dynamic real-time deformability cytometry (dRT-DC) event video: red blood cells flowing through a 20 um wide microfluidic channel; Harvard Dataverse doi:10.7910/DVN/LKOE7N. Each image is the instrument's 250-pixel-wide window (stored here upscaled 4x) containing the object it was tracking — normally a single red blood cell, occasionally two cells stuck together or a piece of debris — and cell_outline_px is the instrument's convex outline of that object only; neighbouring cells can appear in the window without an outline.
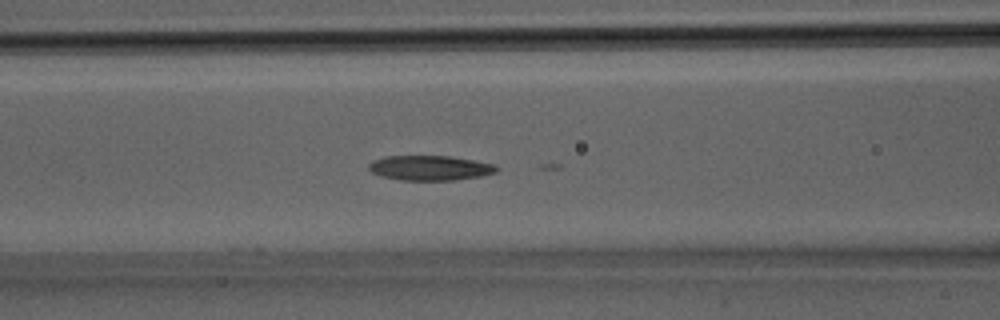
{"species": "Egyptian fruit bat (a non-hibernating species)", "species_latin": "Rousettus aegyptiacus", "temperature_condition": "room temperature", "stored_images_in_passage": 17, "camera_frame_rate_fps": 3000, "um_per_image_px": 0.085, "animal": {"sex": "male"}, "frame": {"image": 1, "passage_image": 9, "time_ms": 2.667, "image_size_px": [1000, 320], "cell_outline_px": [[500, 168], [496, 172], [480, 176], [456, 180], [400, 180], [380, 176], [372, 172], [368, 168], [368, 164], [372, 160], [384, 156], [448, 156], [496, 164]], "centroid_in_image_um": [36.53, 14.27], "position_along_channel_um": 130.1, "area_um2": 18.61}}
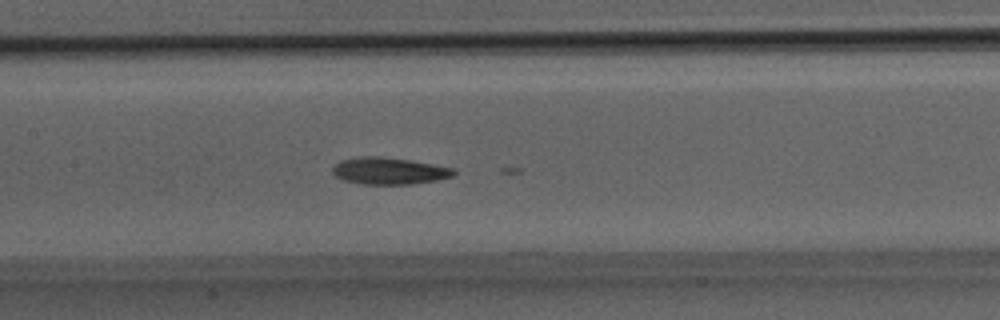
{"frame": {"image": 2, "passage_image": 11, "time_ms": 3.333, "image_size_px": [1000, 320], "cell_outline_px": [[456, 172], [452, 176], [436, 180], [412, 184], [364, 184], [344, 180], [336, 176], [332, 172], [332, 168], [340, 160], [364, 156], [376, 156], [408, 160], [432, 164], [452, 168]], "centroid_in_image_um": [33.05, 14.53], "position_along_channel_um": 174.4, "area_um2": 18.67}}